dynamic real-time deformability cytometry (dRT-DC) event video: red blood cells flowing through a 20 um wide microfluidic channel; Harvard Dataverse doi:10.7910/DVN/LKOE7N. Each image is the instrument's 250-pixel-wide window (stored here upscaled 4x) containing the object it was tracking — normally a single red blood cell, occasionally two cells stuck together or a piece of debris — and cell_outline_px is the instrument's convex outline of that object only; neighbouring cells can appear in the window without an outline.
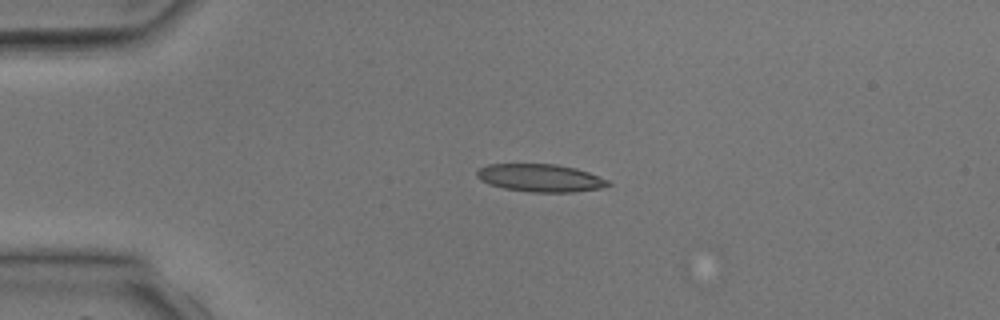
{"species": "common noctule bat (a hibernating species)", "species_latin": "Nyctalus noctula", "temperature_condition": "room temperature", "stored_images_in_passage": 4, "camera_frame_rate_fps": 3000, "um_per_image_px": 0.085, "animal": {"sex": "male", "body_mass_g": 17.9, "forearm_length_mm": 54.2}, "frame": {"image": 1, "passage_image": 3, "time_ms": 3.0, "image_size_px": [1000, 320], "cell_outline_px": [[612, 184], [604, 188], [572, 192], [532, 192], [504, 188], [488, 184], [480, 180], [476, 176], [476, 172], [480, 168], [488, 164], [556, 164], [576, 168], [588, 172], [608, 180]], "centroid_in_image_um": [45.94, 15.12], "position_along_channel_um": 39.1, "area_um2": 21.27}}